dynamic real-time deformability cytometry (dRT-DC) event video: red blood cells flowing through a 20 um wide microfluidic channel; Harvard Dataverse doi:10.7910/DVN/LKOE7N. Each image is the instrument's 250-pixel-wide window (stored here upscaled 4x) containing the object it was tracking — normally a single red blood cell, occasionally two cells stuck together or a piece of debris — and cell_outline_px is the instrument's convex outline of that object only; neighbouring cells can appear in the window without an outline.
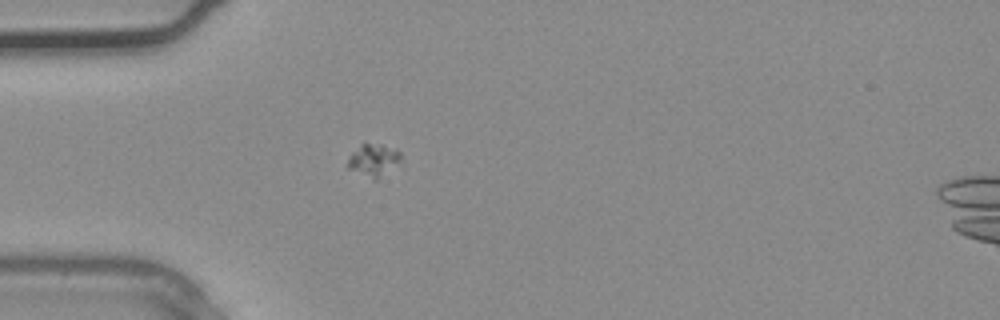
{"species": "common noctule bat (a hibernating species)", "species_latin": "Nyctalus noctula", "temperature_condition": "warm", "stored_images_in_passage": 4, "camera_frame_rate_fps": 3000, "um_per_image_px": 0.085, "animal": {"sex": "male", "body_mass_g": 20.4}, "frame": {"image": 1, "passage_image": 4, "time_ms": 1.0, "image_size_px": [1000, 320], "cell_outline_px": [[400, 160], [376, 180], [372, 180], [348, 168], [348, 156], [364, 140], [396, 148], [400, 152]], "centroid_in_image_um": [31.7, 13.55], "position_along_channel_um": 53.3, "area_um2": 10.12}}